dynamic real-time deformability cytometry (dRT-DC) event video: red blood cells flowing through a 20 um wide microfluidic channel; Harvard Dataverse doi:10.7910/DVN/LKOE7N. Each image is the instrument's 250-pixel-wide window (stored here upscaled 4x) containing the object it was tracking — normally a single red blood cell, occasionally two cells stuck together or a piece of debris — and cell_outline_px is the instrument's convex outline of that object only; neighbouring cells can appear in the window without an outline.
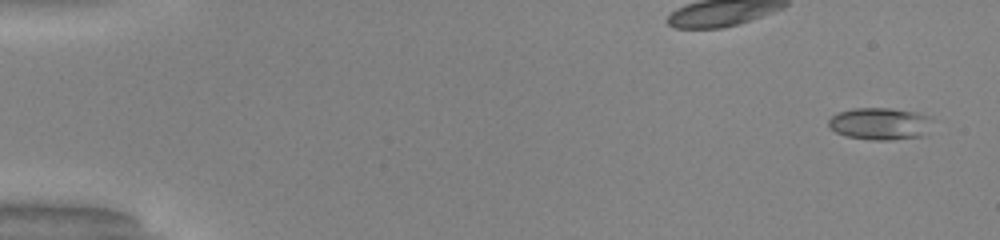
{"species": "common noctule bat (a hibernating species)", "species_latin": "Nyctalus noctula", "temperature_condition": "warm", "stored_images_in_passage": 51, "camera_frame_rate_fps": 3000, "um_per_image_px": 0.085, "animal": {"sex": "male", "body_mass_g": 20.0, "forearm_length_mm": 53.3}, "frame": {"image": 1, "passage_image": 2, "time_ms": 0.333, "image_size_px": [1000, 240], "cell_outline_px": [[932, 116], [924, 136], [892, 140], [868, 140], [848, 136], [836, 132], [828, 128], [828, 120], [836, 112], [852, 108], [892, 108], [916, 112]], "centroid_in_image_um": [74.76, 10.51], "position_along_channel_um": 10.2, "area_um2": 19.65}}
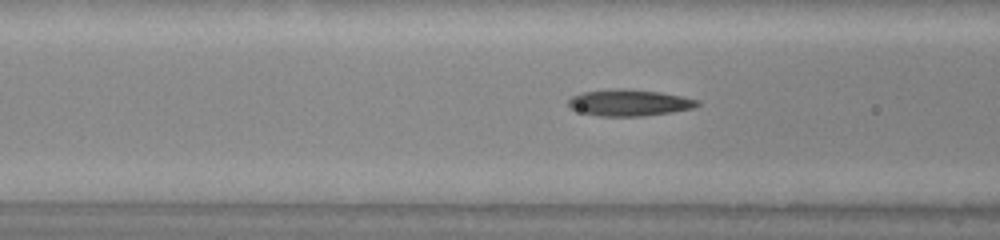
{"frame": {"image": 2, "passage_image": 21, "time_ms": 6.667, "image_size_px": [1000, 240], "cell_outline_px": [[700, 104], [692, 108], [672, 112], [640, 116], [600, 116], [580, 112], [568, 108], [568, 100], [572, 96], [584, 92], [660, 92], [700, 100]], "centroid_in_image_um": [53.5, 8.79], "position_along_channel_um": 113.1, "area_um2": 18.67}}
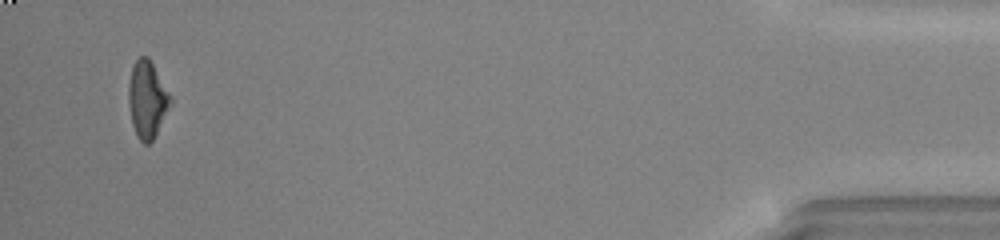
{"frame": {"image": 3, "passage_image": 49, "time_ms": 16.0, "image_size_px": [1000, 240], "cell_outline_px": [[172, 104], [152, 140], [148, 144], [144, 144], [136, 136], [132, 124], [128, 104], [128, 84], [132, 68], [136, 60], [140, 56], [148, 56], [168, 92], [172, 100]], "centroid_in_image_um": [12.49, 8.47], "position_along_channel_um": 422.7, "area_um2": 18.61}, "authors_computed_cell_mechanics": {"area_um2": 19.3052, "velocity_mm_per_s": 4.1202, "shape_relaxation_time_tau1_ms": 4.6442, "shape_relaxation_time_tau2_ms": 2.8347, "deformation_change_tau1": 0.1885, "deformation_change_tau2": 0.1078}}